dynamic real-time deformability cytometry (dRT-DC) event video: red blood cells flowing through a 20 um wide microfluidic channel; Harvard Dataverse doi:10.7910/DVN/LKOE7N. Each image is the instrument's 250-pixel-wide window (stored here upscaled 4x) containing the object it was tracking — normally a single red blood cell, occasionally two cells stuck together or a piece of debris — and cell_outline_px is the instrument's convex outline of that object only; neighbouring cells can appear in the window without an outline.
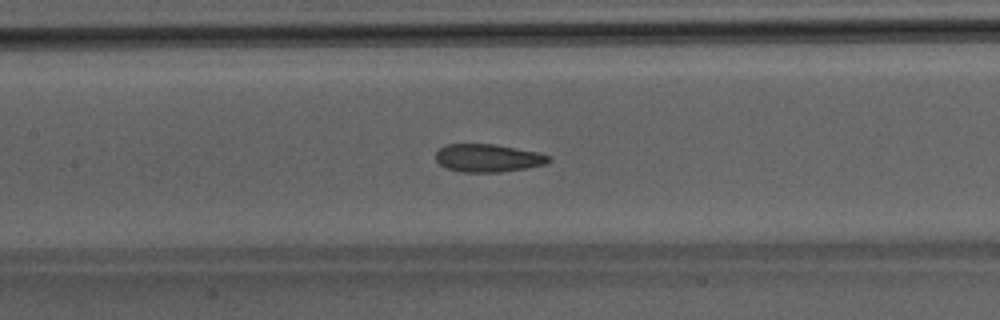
{"species": "Egyptian fruit bat (a non-hibernating species)", "species_latin": "Rousettus aegyptiacus", "temperature_condition": "room temperature", "stored_images_in_passage": 37, "camera_frame_rate_fps": 3000, "um_per_image_px": 0.085, "animal": {"sex": "male"}, "frame": {"image": 1, "passage_image": 11, "time_ms": 3.333, "image_size_px": [1000, 320], "cell_outline_px": [[552, 160], [544, 164], [528, 168], [500, 172], [460, 172], [448, 168], [440, 164], [436, 160], [436, 152], [440, 148], [448, 144], [492, 144], [540, 152], [552, 156]], "centroid_in_image_um": [41.52, 13.43], "position_along_channel_um": 165.9, "area_um2": 18.44}}
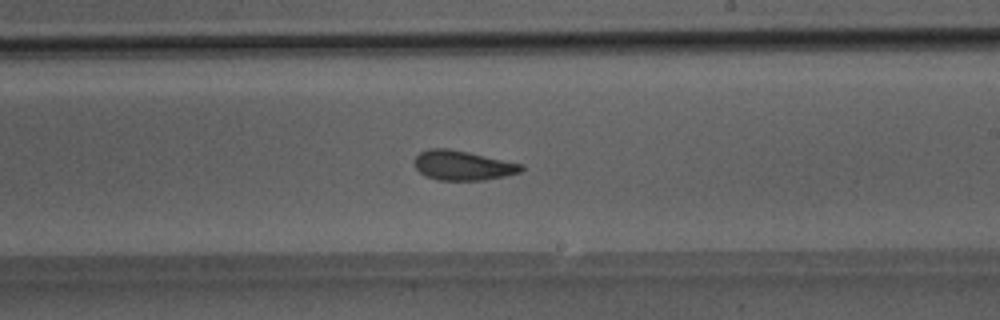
{"frame": {"image": 2, "passage_image": 17, "time_ms": 5.333, "image_size_px": [1000, 320], "cell_outline_px": [[524, 168], [520, 172], [504, 176], [484, 180], [440, 180], [428, 176], [420, 172], [416, 168], [412, 160], [420, 152], [428, 148], [448, 148], [468, 152], [524, 164]], "centroid_in_image_um": [39.33, 14.05], "position_along_channel_um": 249.7, "area_um2": 18.44}}
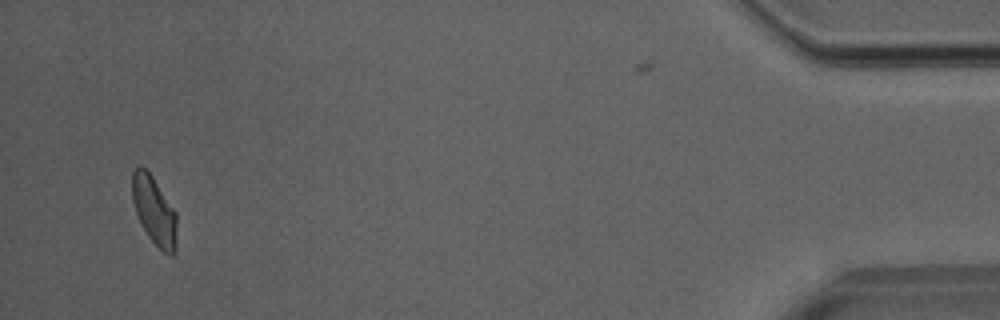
{"frame": {"image": 3, "passage_image": 35, "time_ms": 11.333, "image_size_px": [1000, 320], "cell_outline_px": [[176, 252], [172, 256], [168, 256], [148, 236], [136, 212], [132, 200], [132, 172], [136, 164], [140, 164], [152, 176], [176, 212]], "centroid_in_image_um": [13.11, 17.89], "position_along_channel_um": 422.1, "area_um2": 17.69}}